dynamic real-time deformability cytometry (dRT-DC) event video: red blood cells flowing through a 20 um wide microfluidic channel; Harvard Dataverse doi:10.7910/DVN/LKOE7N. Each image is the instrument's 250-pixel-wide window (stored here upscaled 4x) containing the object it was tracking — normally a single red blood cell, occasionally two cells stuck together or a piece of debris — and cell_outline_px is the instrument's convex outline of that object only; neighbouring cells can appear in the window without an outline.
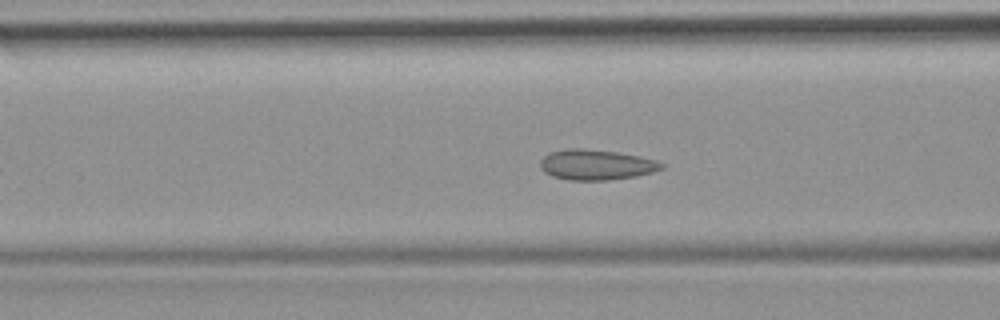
{"species": "common noctule bat (a hibernating species)", "species_latin": "Nyctalus noctula", "temperature_condition": "room temperature", "stored_images_in_passage": 40, "camera_frame_rate_fps": 3000, "um_per_image_px": 0.085, "animal": {"sex": "female", "body_mass_g": 19.9}, "frame": {"image": 1, "passage_image": 14, "time_ms": 4.333, "image_size_px": [1000, 320], "cell_outline_px": [[664, 168], [652, 172], [636, 176], [608, 180], [568, 180], [552, 176], [544, 172], [540, 168], [540, 160], [548, 152], [568, 148], [584, 148], [616, 152], [640, 156], [656, 160], [664, 164]], "centroid_in_image_um": [50.65, 14.0], "position_along_channel_um": 115.9, "area_um2": 21.62}}
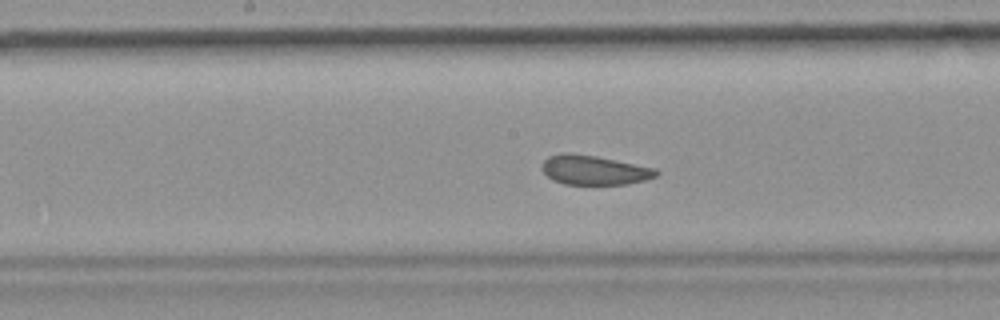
{"frame": {"image": 2, "passage_image": 20, "time_ms": 6.333, "image_size_px": [1000, 320], "cell_outline_px": [[660, 172], [656, 176], [644, 180], [628, 184], [564, 184], [552, 180], [544, 172], [544, 160], [548, 156], [568, 152], [572, 152], [596, 156], [656, 168]], "centroid_in_image_um": [50.53, 14.45], "position_along_channel_um": 197.7, "area_um2": 19.48}}
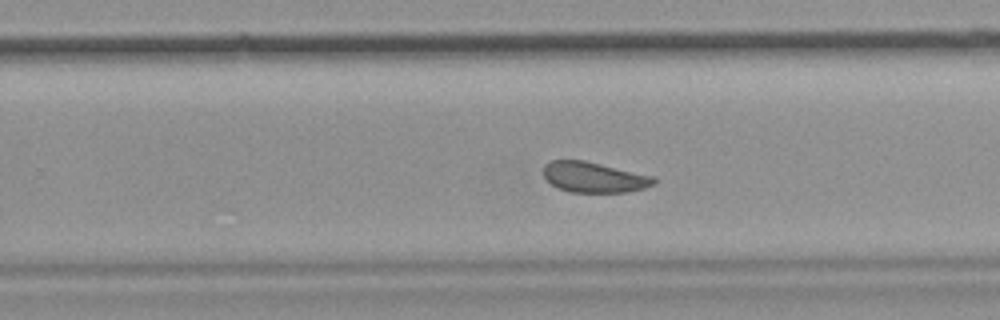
{"frame": {"image": 3, "passage_image": 26, "time_ms": 8.333, "image_size_px": [1000, 320], "cell_outline_px": [[656, 184], [644, 188], [628, 192], [568, 192], [556, 188], [544, 176], [544, 164], [552, 160], [584, 160], [656, 176]], "centroid_in_image_um": [50.52, 15.06], "position_along_channel_um": 279.3, "area_um2": 19.83}}